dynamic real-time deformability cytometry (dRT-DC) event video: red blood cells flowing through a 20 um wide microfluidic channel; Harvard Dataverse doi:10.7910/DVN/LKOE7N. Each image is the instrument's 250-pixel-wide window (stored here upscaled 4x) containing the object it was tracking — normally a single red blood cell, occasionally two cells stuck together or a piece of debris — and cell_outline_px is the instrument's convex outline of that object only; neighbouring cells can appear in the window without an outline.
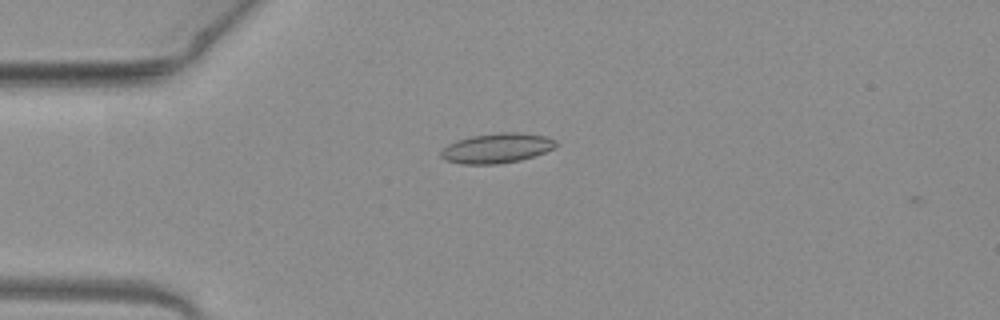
{"species": "common noctule bat (a hibernating species)", "species_latin": "Nyctalus noctula", "temperature_condition": "warm", "stored_images_in_passage": 11, "camera_frame_rate_fps": 3000, "um_per_image_px": 0.085, "animal": {"sex": "female", "body_mass_g": 19.3, "forearm_length_mm": 54.1}, "frame": {"image": 1, "passage_image": 2, "time_ms": 0.333, "image_size_px": [1000, 320], "cell_outline_px": [[556, 148], [520, 160], [500, 164], [460, 164], [444, 160], [440, 156], [440, 152], [448, 144], [472, 136], [496, 132], [520, 132], [548, 136], [556, 140]], "centroid_in_image_um": [42.24, 12.59], "position_along_channel_um": 42.8, "area_um2": 20.11}}
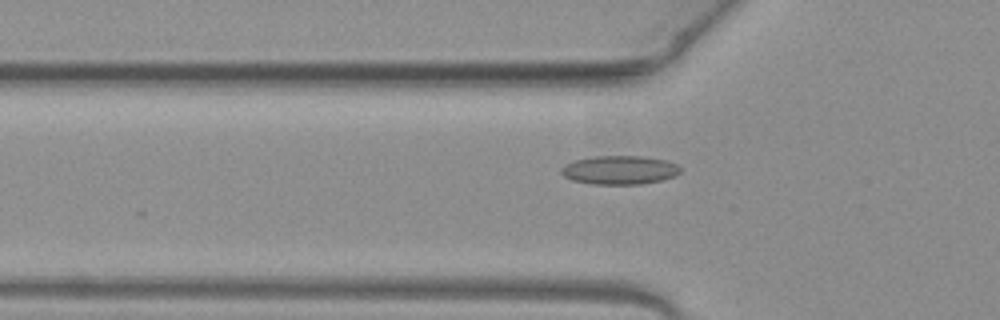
{"frame": {"image": 2, "passage_image": 6, "time_ms": 1.667, "image_size_px": [1000, 320], "cell_outline_px": [[680, 172], [676, 176], [660, 180], [640, 184], [592, 184], [572, 180], [564, 176], [560, 172], [560, 168], [576, 160], [592, 156], [644, 156], [664, 160], [676, 164], [680, 168]], "centroid_in_image_um": [52.66, 14.45], "position_along_channel_um": 73.1, "area_um2": 19.83}}
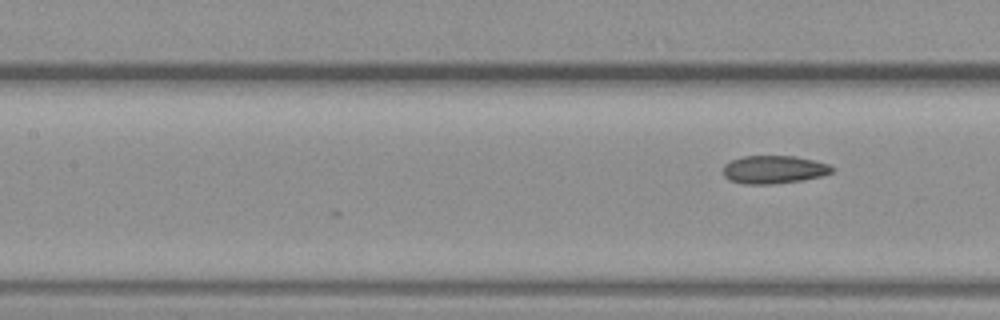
{"frame": {"image": 3, "passage_image": 11, "time_ms": 3.333, "image_size_px": [1000, 320], "cell_outline_px": [[836, 168], [832, 172], [820, 176], [800, 180], [772, 184], [744, 184], [728, 180], [724, 176], [724, 164], [732, 160], [744, 156], [796, 156], [828, 164]], "centroid_in_image_um": [65.76, 14.41], "position_along_channel_um": 141.6, "area_um2": 17.69}}